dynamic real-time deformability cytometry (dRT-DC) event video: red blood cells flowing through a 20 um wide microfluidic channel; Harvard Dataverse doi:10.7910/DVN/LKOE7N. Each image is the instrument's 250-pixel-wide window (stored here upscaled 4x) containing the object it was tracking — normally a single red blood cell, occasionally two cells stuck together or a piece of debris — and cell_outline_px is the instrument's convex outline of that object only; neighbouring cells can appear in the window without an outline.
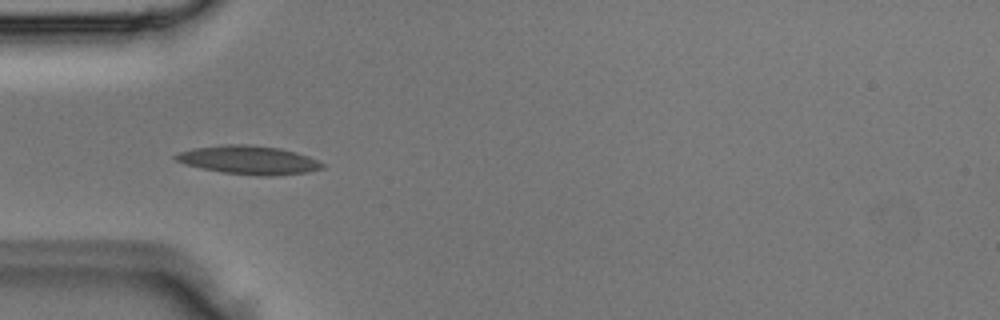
{"species": "Egyptian fruit bat (a non-hibernating species)", "species_latin": "Rousettus aegyptiacus", "temperature_condition": "room temperature", "stored_images_in_passage": 5, "camera_frame_rate_fps": 3000, "um_per_image_px": 0.085, "animal": {"sex": "male"}, "frame": {"image": 1, "passage_image": 4, "time_ms": 1.0, "image_size_px": [1000, 320], "cell_outline_px": [[324, 168], [304, 172], [272, 176], [256, 176], [220, 172], [184, 164], [176, 160], [172, 156], [176, 152], [192, 148], [228, 144], [252, 144], [280, 148], [296, 152], [308, 156], [324, 164]], "centroid_in_image_um": [21.09, 13.59], "position_along_channel_um": 63.9, "area_um2": 24.57}}
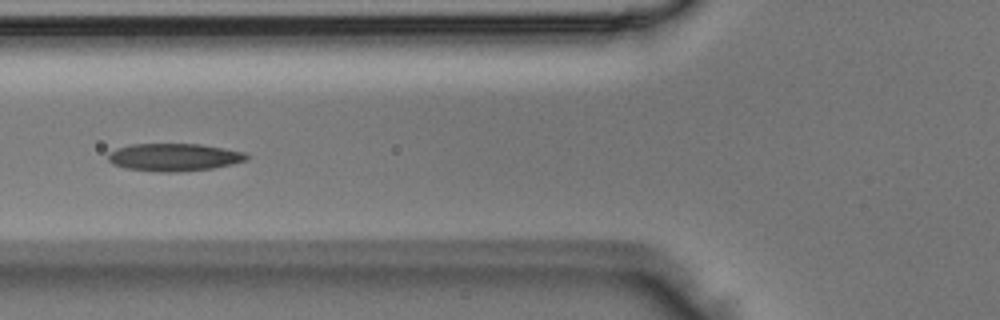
{"frame": {"image": 2, "passage_image": 5, "time_ms": 1.333, "image_size_px": [1000, 320], "cell_outline_px": [[248, 160], [232, 164], [212, 168], [172, 172], [160, 172], [124, 168], [112, 164], [108, 160], [108, 152], [116, 148], [132, 144], [200, 144], [224, 148], [244, 152], [248, 156]], "centroid_in_image_um": [14.76, 13.36], "position_along_channel_um": 111.0, "area_um2": 22.31}}